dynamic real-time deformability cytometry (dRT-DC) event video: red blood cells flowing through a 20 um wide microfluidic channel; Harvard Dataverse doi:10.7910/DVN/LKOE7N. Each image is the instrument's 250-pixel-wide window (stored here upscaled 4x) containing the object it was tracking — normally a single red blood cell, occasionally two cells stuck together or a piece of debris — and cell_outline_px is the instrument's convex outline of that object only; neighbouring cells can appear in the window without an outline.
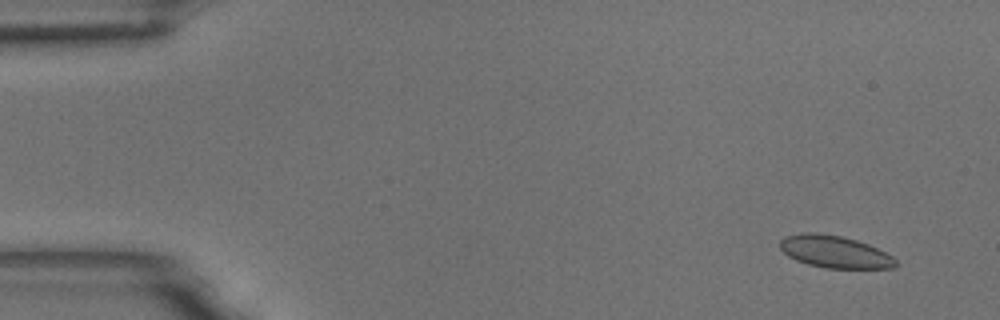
{"species": "common noctule bat (a hibernating species)", "species_latin": "Nyctalus noctula", "temperature_condition": "room temperature", "stored_images_in_passage": 57, "camera_frame_rate_fps": 3000, "um_per_image_px": 0.085, "animal": {"sex": "male", "body_mass_g": 18.8}, "frame": {"image": 1, "passage_image": 4, "time_ms": 1.0, "image_size_px": [1000, 320], "cell_outline_px": [[900, 264], [892, 268], [824, 268], [808, 264], [796, 260], [788, 256], [780, 248], [780, 240], [784, 236], [804, 232], [816, 232], [840, 236], [856, 240], [868, 244], [892, 256]], "centroid_in_image_um": [70.94, 21.4], "position_along_channel_um": 14.1, "area_um2": 21.73}}
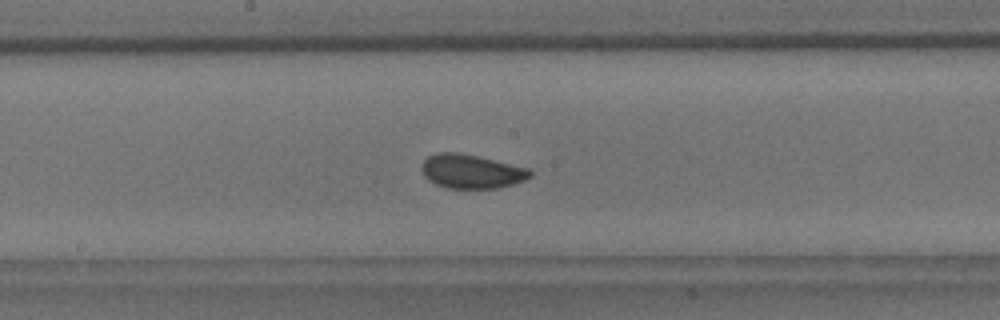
{"frame": {"image": 2, "passage_image": 30, "time_ms": 9.667, "image_size_px": [1000, 320], "cell_outline_px": [[532, 176], [524, 180], [500, 188], [448, 188], [436, 184], [428, 180], [424, 176], [424, 160], [428, 156], [440, 152], [456, 152], [476, 156], [528, 168], [532, 172]], "centroid_in_image_um": [40.09, 14.58], "position_along_channel_um": 208.1, "area_um2": 21.1}}
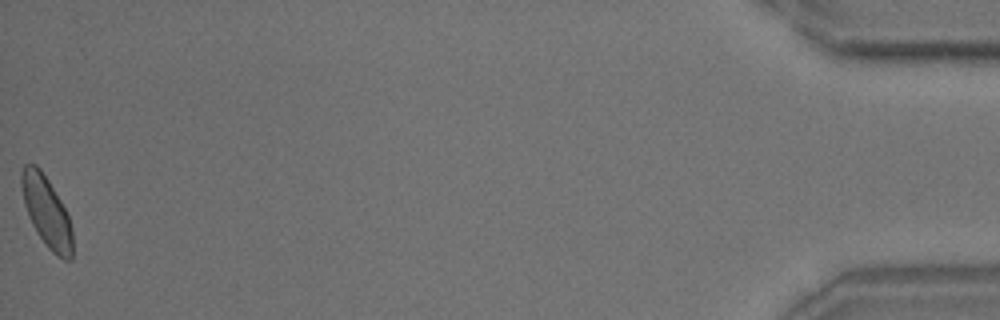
{"frame": {"image": 3, "passage_image": 57, "time_ms": 18.667, "image_size_px": [1000, 320], "cell_outline_px": [[72, 260], [64, 260], [56, 256], [44, 244], [36, 232], [28, 216], [24, 204], [20, 184], [20, 172], [24, 164], [36, 164], [40, 168], [48, 180], [60, 200], [68, 216], [72, 228]], "centroid_in_image_um": [3.94, 18.0], "position_along_channel_um": 431.3, "area_um2": 21.15}, "authors_computed_cell_mechanics": {"area_um2": 21.1548, "velocity_mm_per_s": 3.5637, "shape_relaxation_time_tau1_ms": 3.5416, "shape_relaxation_time_tau2_ms": 0.9086, "deformation_change_tau1": 0.0828, "deformation_change_tau2": 0.0552}}